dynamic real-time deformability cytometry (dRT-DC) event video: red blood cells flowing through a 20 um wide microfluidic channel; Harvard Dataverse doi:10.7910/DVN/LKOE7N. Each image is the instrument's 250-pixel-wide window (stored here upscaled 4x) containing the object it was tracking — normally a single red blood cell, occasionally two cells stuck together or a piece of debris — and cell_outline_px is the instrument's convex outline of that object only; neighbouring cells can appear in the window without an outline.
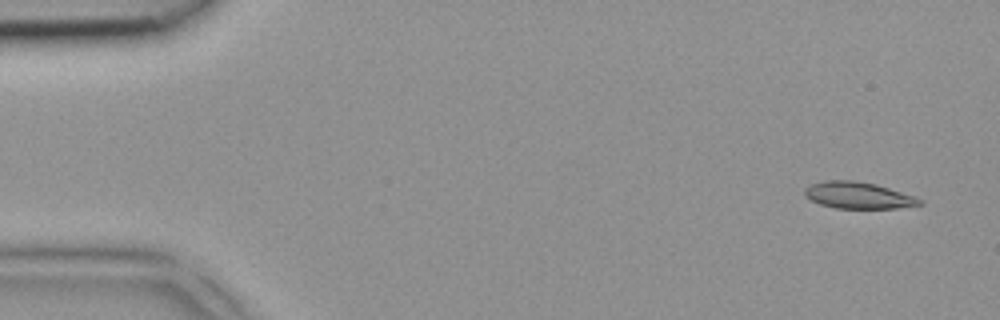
{"species": "common noctule bat (a hibernating species)", "species_latin": "Nyctalus noctula", "temperature_condition": "room temperature", "stored_images_in_passage": 4, "camera_frame_rate_fps": 3000, "um_per_image_px": 0.085, "animal": {"sex": "female", "body_mass_g": 18.4}, "frame": {"image": 1, "passage_image": 1, "time_ms": 0.0, "image_size_px": [1000, 320], "cell_outline_px": [[924, 204], [896, 208], [836, 208], [820, 204], [804, 196], [804, 188], [812, 184], [824, 180], [852, 180], [876, 184], [916, 196], [924, 200]], "centroid_in_image_um": [72.97, 16.6], "position_along_channel_um": 12.0, "area_um2": 17.92}}